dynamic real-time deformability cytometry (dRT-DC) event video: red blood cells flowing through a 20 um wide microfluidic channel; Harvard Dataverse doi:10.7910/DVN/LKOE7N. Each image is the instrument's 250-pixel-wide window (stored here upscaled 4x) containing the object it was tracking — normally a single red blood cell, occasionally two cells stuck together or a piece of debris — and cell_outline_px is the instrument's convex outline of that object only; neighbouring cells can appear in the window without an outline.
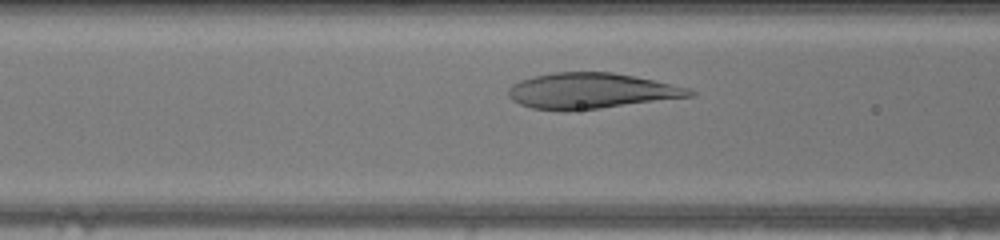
{"species": "human", "species_latin": "Homo sapiens", "temperature_condition": "warm", "stored_images_in_passage": 7, "camera_frame_rate_fps": 3000, "um_per_image_px": 0.085, "donor": {"sex": "female"}, "frame": {"image": 1, "passage_image": 5, "time_ms": 1.333, "image_size_px": [1000, 240], "cell_outline_px": [[696, 96], [572, 112], [560, 112], [532, 108], [520, 104], [512, 100], [508, 96], [508, 88], [512, 84], [520, 80], [552, 72], [612, 72], [692, 88], [696, 92]], "centroid_in_image_um": [50.25, 7.75], "position_along_channel_um": 116.4, "area_um2": 38.21}}